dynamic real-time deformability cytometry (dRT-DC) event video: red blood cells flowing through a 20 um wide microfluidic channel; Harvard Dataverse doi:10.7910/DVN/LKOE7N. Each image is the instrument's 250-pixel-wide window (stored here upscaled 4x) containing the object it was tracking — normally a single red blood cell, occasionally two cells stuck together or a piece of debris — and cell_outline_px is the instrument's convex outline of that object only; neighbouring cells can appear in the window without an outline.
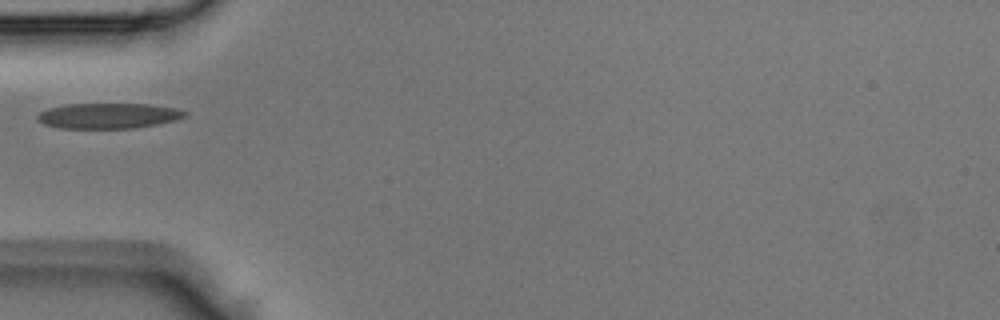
{"species": "Egyptian fruit bat (a non-hibernating species)", "species_latin": "Rousettus aegyptiacus", "temperature_condition": "room temperature", "stored_images_in_passage": 30, "camera_frame_rate_fps": 3000, "um_per_image_px": 0.085, "animal": {"sex": "male"}, "frame": {"image": 1, "passage_image": 1, "time_ms": 0.0, "image_size_px": [1000, 320], "cell_outline_px": [[188, 116], [176, 120], [156, 124], [132, 128], [60, 128], [44, 124], [36, 120], [36, 116], [40, 112], [48, 108], [68, 104], [148, 104], [176, 108], [188, 112]], "centroid_in_image_um": [9.21, 9.84], "position_along_channel_um": 75.8, "area_um2": 21.85}}
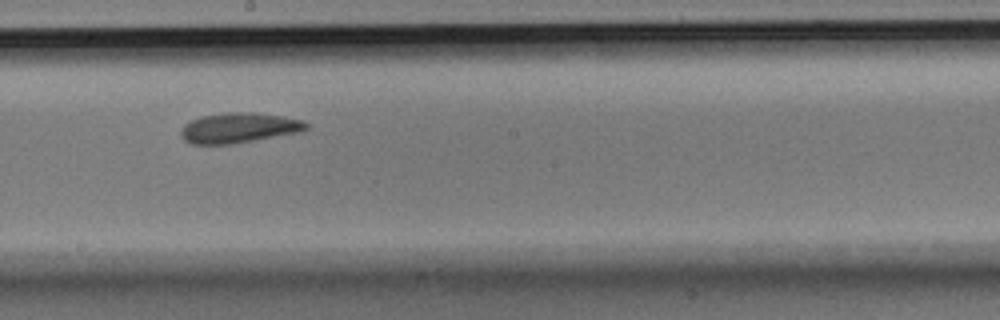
{"frame": {"image": 2, "passage_image": 11, "time_ms": 3.333, "image_size_px": [1000, 320], "cell_outline_px": [[308, 128], [296, 132], [252, 140], [228, 144], [192, 144], [184, 140], [180, 136], [180, 132], [184, 124], [200, 116], [224, 112], [252, 112], [280, 116], [304, 120], [308, 124]], "centroid_in_image_um": [20.24, 10.85], "position_along_channel_um": 228.0, "area_um2": 21.73}}
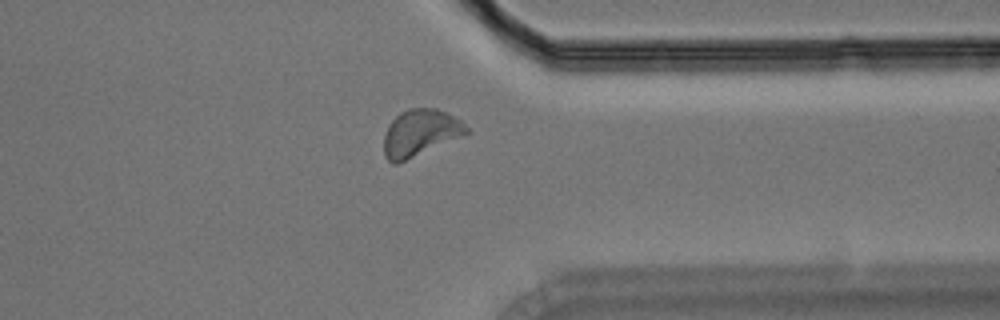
{"frame": {"image": 3, "passage_image": 21, "time_ms": 6.667, "image_size_px": [1000, 320], "cell_outline_px": [[468, 132], [464, 136], [396, 164], [392, 164], [384, 156], [384, 136], [388, 124], [400, 112], [408, 108], [436, 108], [460, 120], [468, 128]], "centroid_in_image_um": [35.69, 11.3], "position_along_channel_um": 375.7, "area_um2": 22.43}}